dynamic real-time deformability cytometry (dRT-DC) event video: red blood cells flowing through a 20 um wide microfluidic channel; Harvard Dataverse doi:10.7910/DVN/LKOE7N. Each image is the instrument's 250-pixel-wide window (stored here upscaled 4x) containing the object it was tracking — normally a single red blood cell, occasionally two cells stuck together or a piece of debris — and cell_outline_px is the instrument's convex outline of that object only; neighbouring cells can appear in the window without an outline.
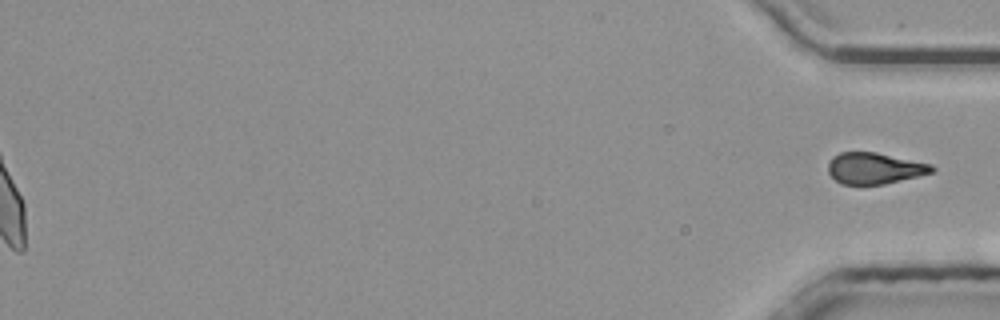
{"species": "common noctule bat (a hibernating species)", "species_latin": "Nyctalus noctula", "temperature_condition": "room temperature", "stored_images_in_passage": 55, "segment_of_instrument_passage": [2, 2], "camera_frame_rate_fps": 3000, "um_per_image_px": 0.085, "animal": {"sex": "male", "body_mass_g": 20.4}, "frame": {"image": 1, "passage_image": 55, "time_ms": 18.0, "image_size_px": [1000, 320], "cell_outline_px": [[936, 168], [932, 172], [884, 184], [840, 184], [828, 172], [828, 164], [832, 156], [840, 152], [876, 152], [932, 164]], "centroid_in_image_um": [74.31, 14.29], "position_along_channel_um": 360.9, "area_um2": 18.79}}